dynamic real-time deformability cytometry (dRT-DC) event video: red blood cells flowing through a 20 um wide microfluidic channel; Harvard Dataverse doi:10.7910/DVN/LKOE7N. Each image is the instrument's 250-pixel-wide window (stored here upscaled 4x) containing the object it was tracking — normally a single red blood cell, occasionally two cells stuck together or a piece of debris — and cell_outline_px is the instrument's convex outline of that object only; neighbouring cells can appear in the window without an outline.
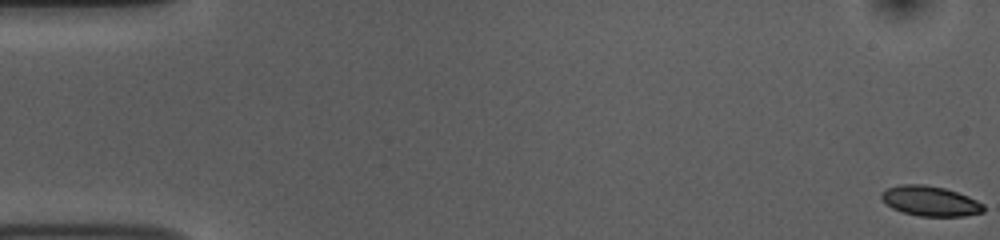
{"species": "common noctule bat (a hibernating species)", "species_latin": "Nyctalus noctula", "temperature_condition": "room temperature", "stored_images_in_passage": 17, "camera_frame_rate_fps": 3000, "um_per_image_px": 0.085, "animal": {"sex": "female", "body_mass_g": 10.0, "forearm_length_mm": 53.1}, "frame": {"image": 1, "passage_image": 1, "time_ms": 0.0, "image_size_px": [1000, 240], "cell_outline_px": [[984, 212], [964, 216], [920, 216], [904, 212], [892, 208], [880, 196], [880, 192], [888, 188], [900, 184], [924, 184], [944, 188], [968, 196], [984, 204]], "centroid_in_image_um": [79.08, 17.08], "position_along_channel_um": 5.9, "area_um2": 17.74}}
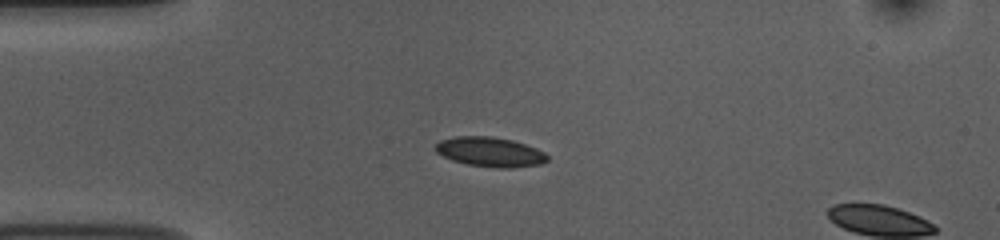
{"frame": {"image": 2, "passage_image": 14, "time_ms": 4.333, "image_size_px": [1000, 240], "cell_outline_px": [[548, 160], [540, 164], [512, 168], [496, 168], [468, 164], [452, 160], [436, 152], [436, 144], [440, 140], [452, 136], [492, 136], [512, 140], [536, 148], [544, 152], [548, 156]], "centroid_in_image_um": [41.65, 12.91], "position_along_channel_um": 43.3, "area_um2": 19.31}}